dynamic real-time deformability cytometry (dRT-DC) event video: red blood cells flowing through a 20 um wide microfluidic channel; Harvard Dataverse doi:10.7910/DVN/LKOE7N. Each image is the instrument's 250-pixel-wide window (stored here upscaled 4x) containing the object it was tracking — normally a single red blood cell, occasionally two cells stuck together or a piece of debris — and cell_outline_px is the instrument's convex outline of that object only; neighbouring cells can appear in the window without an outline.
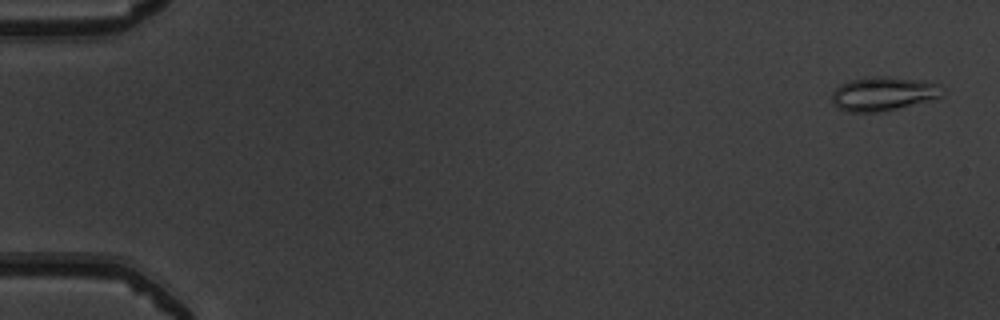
{"species": "common noctule bat (a hibernating species)", "species_latin": "Nyctalus noctula", "temperature_condition": "warm", "stored_images_in_passage": 51, "camera_frame_rate_fps": 3000, "um_per_image_px": 0.085, "animal": {"sex": "male", "body_mass_g": 19.5, "forearm_length_mm": 54.6}, "frame": {"image": 1, "passage_image": 2, "time_ms": 0.333, "image_size_px": [1000, 320], "cell_outline_px": [[944, 96], [932, 100], [880, 112], [844, 112], [836, 108], [832, 104], [832, 92], [840, 84], [848, 80], [876, 76], [888, 76], [924, 80], [940, 84], [944, 88]], "centroid_in_image_um": [75.1, 7.97], "position_along_channel_um": 9.9, "area_um2": 22.43}}
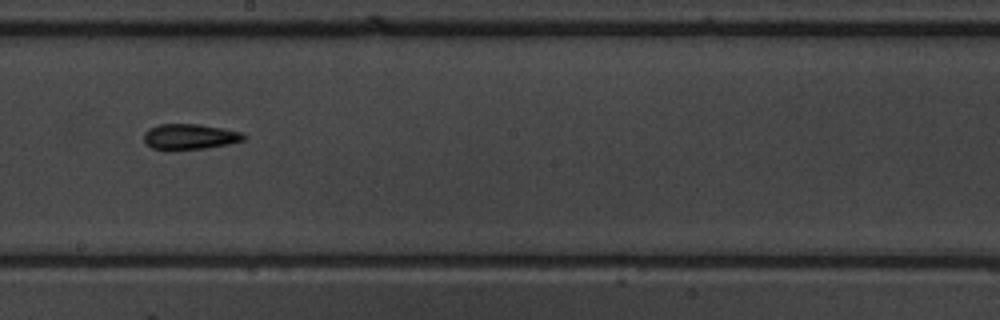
{"frame": {"image": 2, "passage_image": 30, "time_ms": 9.667, "image_size_px": [1000, 320], "cell_outline_px": [[248, 136], [244, 140], [228, 144], [204, 148], [152, 148], [144, 144], [144, 132], [148, 128], [160, 124], [200, 124], [224, 128], [240, 132]], "centroid_in_image_um": [16.14, 11.58], "position_along_channel_um": 232.1, "area_um2": 14.62}}
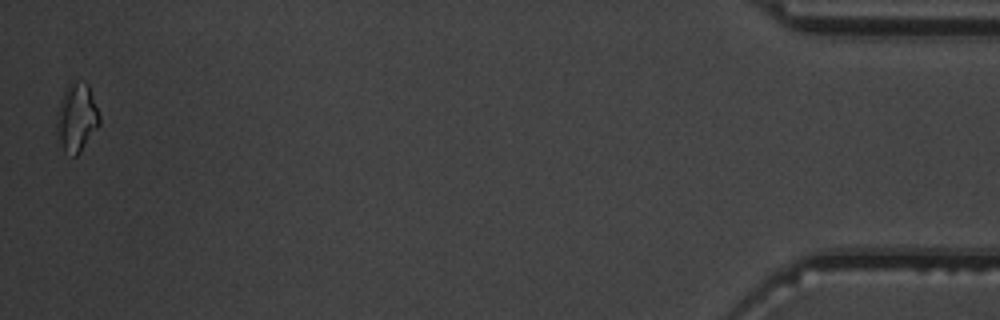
{"frame": {"image": 3, "passage_image": 51, "time_ms": 16.667, "image_size_px": [1000, 320], "cell_outline_px": [[100, 124], [80, 152], [76, 156], [72, 156], [64, 152], [56, 144], [56, 112], [60, 100], [68, 84], [72, 80], [76, 80], [88, 84], [100, 116]], "centroid_in_image_um": [6.47, 10.03], "position_along_channel_um": 428.7, "area_um2": 17.51}, "authors_computed_cell_mechanics": {"area_um2": 15.317, "velocity_mm_per_s": 4.0195, "shape_relaxation_time_tau1_ms": null, "shape_relaxation_time_tau2_ms": 4.2591, "deformation_change_tau1": null, "deformation_change_tau2": 0.1269}}